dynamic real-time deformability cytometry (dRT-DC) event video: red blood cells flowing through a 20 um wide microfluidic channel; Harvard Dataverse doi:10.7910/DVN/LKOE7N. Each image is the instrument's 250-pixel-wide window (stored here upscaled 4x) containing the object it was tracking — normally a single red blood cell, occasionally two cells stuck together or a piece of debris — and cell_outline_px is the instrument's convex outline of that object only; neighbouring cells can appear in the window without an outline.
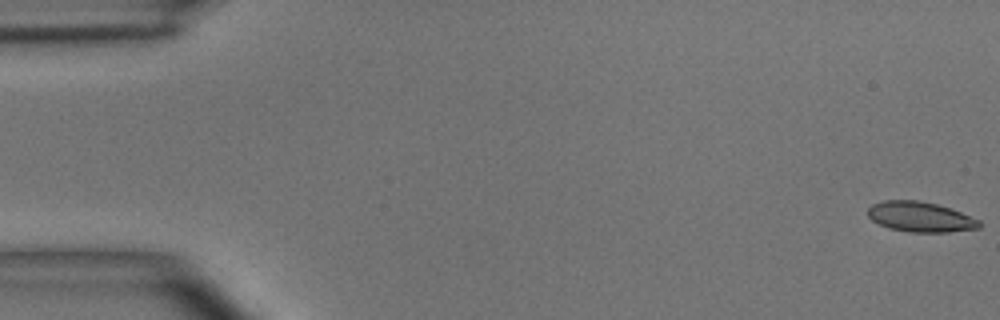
{"species": "common noctule bat (a hibernating species)", "species_latin": "Nyctalus noctula", "temperature_condition": "room temperature", "stored_images_in_passage": 4, "camera_frame_rate_fps": 3000, "um_per_image_px": 0.085, "animal": {"sex": "male", "body_mass_g": 15.6}, "frame": {"image": 1, "passage_image": 1, "time_ms": 0.0, "image_size_px": [1000, 320], "cell_outline_px": [[984, 224], [980, 228], [948, 232], [908, 232], [888, 228], [872, 220], [868, 216], [868, 208], [872, 204], [884, 200], [920, 200], [952, 208], [980, 220]], "centroid_in_image_um": [78.26, 18.43], "position_along_channel_um": 6.7, "area_um2": 19.83}}
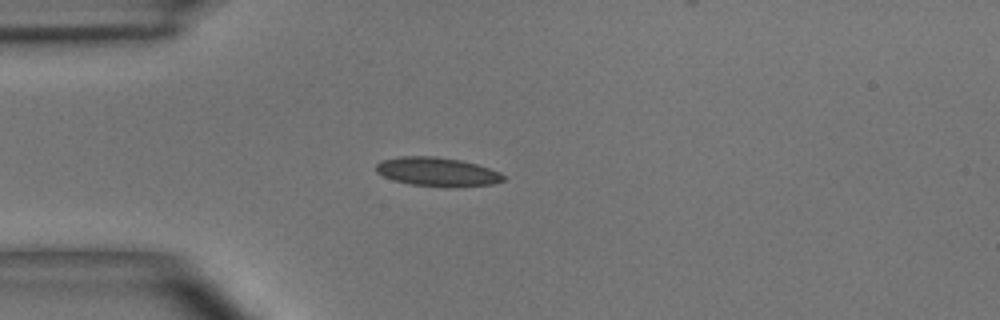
{"frame": {"image": 2, "passage_image": 4, "time_ms": 4.333, "image_size_px": [1000, 320], "cell_outline_px": [[504, 180], [492, 184], [412, 184], [396, 180], [384, 176], [376, 172], [376, 164], [380, 160], [400, 156], [436, 156], [460, 160], [476, 164], [500, 172], [504, 176]], "centroid_in_image_um": [37.09, 14.54], "position_along_channel_um": 47.9, "area_um2": 20.29}}